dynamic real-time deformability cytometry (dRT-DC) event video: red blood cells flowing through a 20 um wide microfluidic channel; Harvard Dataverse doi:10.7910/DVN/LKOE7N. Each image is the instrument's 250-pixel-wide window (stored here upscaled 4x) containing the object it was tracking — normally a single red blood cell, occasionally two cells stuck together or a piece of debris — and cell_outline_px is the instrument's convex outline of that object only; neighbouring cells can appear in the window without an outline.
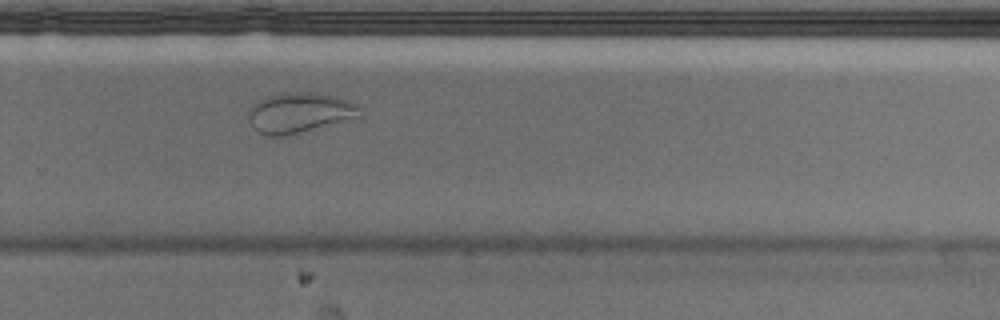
{"species": "Egyptian fruit bat (a non-hibernating species)", "species_latin": "Rousettus aegyptiacus", "temperature_condition": "cold", "stored_images_in_passage": 30, "camera_frame_rate_fps": 3000, "um_per_image_px": 0.085, "animal": {"sex": "male"}, "frame": {"image": 1, "passage_image": 22, "time_ms": 7.0, "image_size_px": [1000, 320], "cell_outline_px": [[364, 116], [280, 136], [264, 136], [256, 132], [248, 120], [248, 108], [260, 100], [268, 96], [292, 92], [308, 92], [336, 96], [348, 100], [360, 108], [364, 112]], "centroid_in_image_um": [25.44, 9.58], "position_along_channel_um": 304.4, "area_um2": 25.89}}